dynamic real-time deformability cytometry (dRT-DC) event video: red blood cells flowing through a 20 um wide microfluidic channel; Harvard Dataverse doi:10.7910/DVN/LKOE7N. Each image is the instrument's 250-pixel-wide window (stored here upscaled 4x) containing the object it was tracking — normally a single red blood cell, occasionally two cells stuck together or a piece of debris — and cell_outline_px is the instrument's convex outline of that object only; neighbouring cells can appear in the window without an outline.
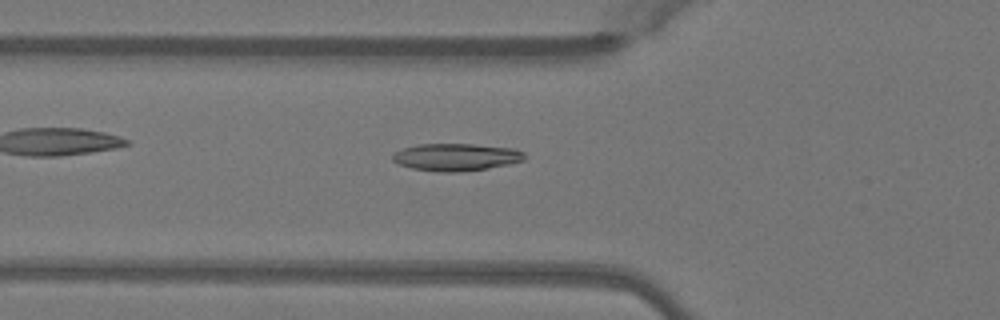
{"species": "Egyptian fruit bat (a non-hibernating species)", "species_latin": "Rousettus aegyptiacus", "temperature_condition": "warm", "stored_images_in_passage": 48, "camera_frame_rate_fps": 3000, "um_per_image_px": 0.085, "animal": {"sex": "female"}, "frame": {"image": 1, "passage_image": 16, "time_ms": 5.0, "image_size_px": [1000, 320], "cell_outline_px": [[528, 156], [524, 160], [508, 164], [488, 168], [460, 172], [436, 172], [412, 168], [400, 164], [392, 160], [392, 156], [396, 152], [404, 148], [420, 144], [472, 144], [516, 148], [524, 152]], "centroid_in_image_um": [38.82, 13.35], "position_along_channel_um": 87.0, "area_um2": 21.1}}
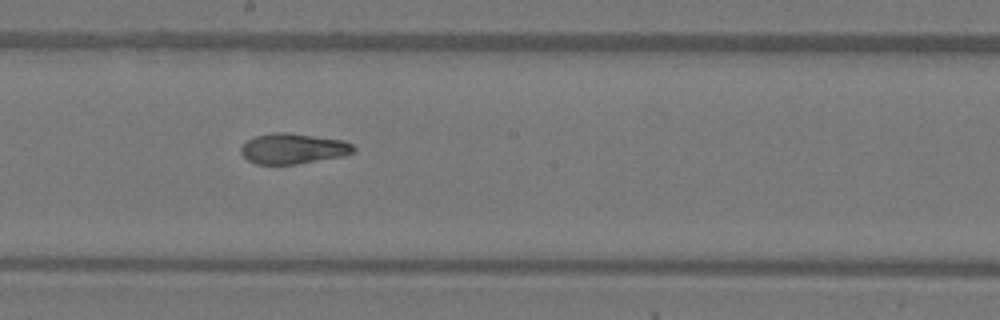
{"frame": {"image": 2, "passage_image": 26, "time_ms": 8.333, "image_size_px": [1000, 320], "cell_outline_px": [[356, 152], [344, 156], [296, 164], [256, 164], [248, 160], [240, 152], [240, 148], [248, 140], [256, 136], [276, 132], [288, 132], [344, 140], [352, 144], [356, 148]], "centroid_in_image_um": [24.96, 12.63], "position_along_channel_um": 223.2, "area_um2": 20.06}}
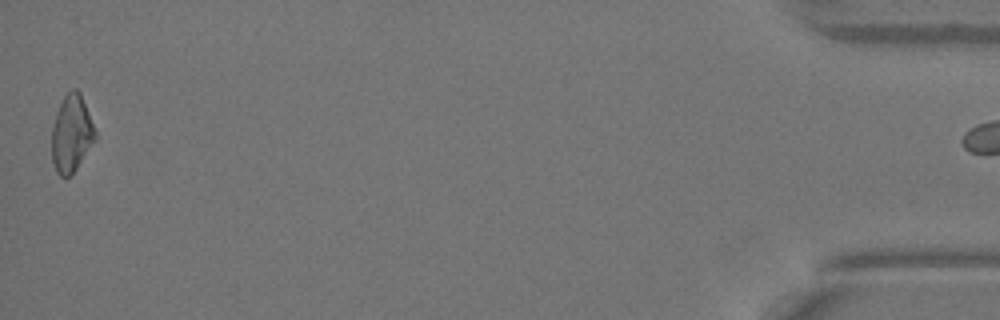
{"frame": {"image": 3, "passage_image": 48, "time_ms": 15.667, "image_size_px": [1000, 320], "cell_outline_px": [[96, 140], [76, 168], [68, 176], [60, 176], [56, 172], [52, 160], [52, 128], [56, 112], [64, 96], [72, 88], [76, 88], [80, 92], [96, 132]], "centroid_in_image_um": [6.07, 11.34], "position_along_channel_um": 429.1, "area_um2": 19.31}, "authors_computed_cell_mechanics": {"area_um2": 20.1433, "velocity_mm_per_s": 4.0725, "shape_relaxation_time_tau1_ms": 6.7487, "shape_relaxation_time_tau2_ms": 2.5854, "deformation_change_tau1": 0.2301, "deformation_change_tau2": 0.0923}}